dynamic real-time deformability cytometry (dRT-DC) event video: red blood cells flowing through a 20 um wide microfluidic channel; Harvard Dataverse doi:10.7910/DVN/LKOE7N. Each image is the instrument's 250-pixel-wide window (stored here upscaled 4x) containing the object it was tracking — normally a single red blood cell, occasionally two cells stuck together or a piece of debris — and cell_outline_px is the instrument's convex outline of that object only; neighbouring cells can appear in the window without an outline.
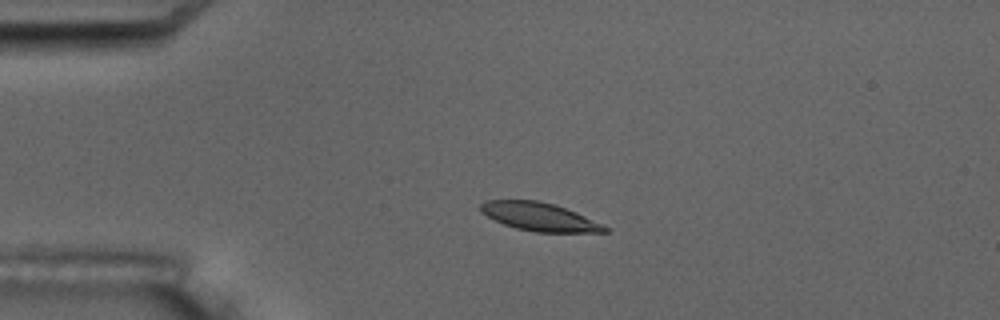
{"species": "common noctule bat (a hibernating species)", "species_latin": "Nyctalus noctula", "temperature_condition": "room temperature", "stored_images_in_passage": 5, "camera_frame_rate_fps": 3000, "um_per_image_px": 0.085, "animal": {"sex": "male", "body_mass_g": 17.5, "forearm_length_mm": 52.3}, "frame": {"image": 1, "passage_image": 4, "time_ms": 3.333, "image_size_px": [1000, 320], "cell_outline_px": [[608, 232], [536, 232], [516, 228], [504, 224], [480, 212], [480, 204], [484, 200], [536, 200], [552, 204], [576, 212], [608, 228]], "centroid_in_image_um": [45.8, 18.42], "position_along_channel_um": 39.2, "area_um2": 20.06}}